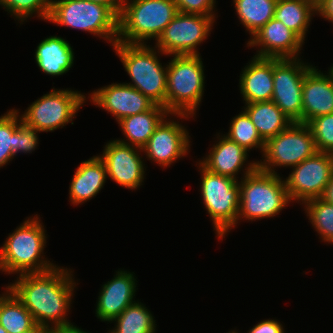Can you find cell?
Returning a JSON list of instances; mask_svg holds the SVG:
<instances>
[{
	"label": "cell",
	"instance_id": "6da1fadb",
	"mask_svg": "<svg viewBox=\"0 0 333 333\" xmlns=\"http://www.w3.org/2000/svg\"><path fill=\"white\" fill-rule=\"evenodd\" d=\"M17 276L6 287L24 304L41 330L72 324L67 319L76 288L72 269L57 265L43 273Z\"/></svg>",
	"mask_w": 333,
	"mask_h": 333
},
{
	"label": "cell",
	"instance_id": "7a4b0ae2",
	"mask_svg": "<svg viewBox=\"0 0 333 333\" xmlns=\"http://www.w3.org/2000/svg\"><path fill=\"white\" fill-rule=\"evenodd\" d=\"M46 239V230L37 214L25 219L8 234L0 248V271L20 275L43 273L55 268L57 265L43 255Z\"/></svg>",
	"mask_w": 333,
	"mask_h": 333
},
{
	"label": "cell",
	"instance_id": "3957f363",
	"mask_svg": "<svg viewBox=\"0 0 333 333\" xmlns=\"http://www.w3.org/2000/svg\"><path fill=\"white\" fill-rule=\"evenodd\" d=\"M167 62L165 108L171 116L188 119L196 116L205 88L202 56L172 55ZM190 116V117H189Z\"/></svg>",
	"mask_w": 333,
	"mask_h": 333
},
{
	"label": "cell",
	"instance_id": "277c9868",
	"mask_svg": "<svg viewBox=\"0 0 333 333\" xmlns=\"http://www.w3.org/2000/svg\"><path fill=\"white\" fill-rule=\"evenodd\" d=\"M174 0H122L117 42L146 44L161 36L177 15Z\"/></svg>",
	"mask_w": 333,
	"mask_h": 333
},
{
	"label": "cell",
	"instance_id": "5b68a950",
	"mask_svg": "<svg viewBox=\"0 0 333 333\" xmlns=\"http://www.w3.org/2000/svg\"><path fill=\"white\" fill-rule=\"evenodd\" d=\"M150 46L117 42L112 47L131 78L132 83L125 84L134 87L155 104L165 107L167 65L162 66L158 59L164 53Z\"/></svg>",
	"mask_w": 333,
	"mask_h": 333
},
{
	"label": "cell",
	"instance_id": "8992f818",
	"mask_svg": "<svg viewBox=\"0 0 333 333\" xmlns=\"http://www.w3.org/2000/svg\"><path fill=\"white\" fill-rule=\"evenodd\" d=\"M280 174L260 169L241 177L238 221H256L278 215L291 200ZM286 206V207H285Z\"/></svg>",
	"mask_w": 333,
	"mask_h": 333
},
{
	"label": "cell",
	"instance_id": "52a82bcc",
	"mask_svg": "<svg viewBox=\"0 0 333 333\" xmlns=\"http://www.w3.org/2000/svg\"><path fill=\"white\" fill-rule=\"evenodd\" d=\"M48 22L96 35L114 46L118 16L106 6L85 0H51Z\"/></svg>",
	"mask_w": 333,
	"mask_h": 333
},
{
	"label": "cell",
	"instance_id": "ba28073f",
	"mask_svg": "<svg viewBox=\"0 0 333 333\" xmlns=\"http://www.w3.org/2000/svg\"><path fill=\"white\" fill-rule=\"evenodd\" d=\"M200 192L205 209L212 220L217 238L223 239L237 225L239 212V181L208 171L199 162Z\"/></svg>",
	"mask_w": 333,
	"mask_h": 333
},
{
	"label": "cell",
	"instance_id": "9c48e42d",
	"mask_svg": "<svg viewBox=\"0 0 333 333\" xmlns=\"http://www.w3.org/2000/svg\"><path fill=\"white\" fill-rule=\"evenodd\" d=\"M318 152L308 124L292 122L284 131L267 139L258 169L277 174L274 168L294 167ZM263 160V161H262Z\"/></svg>",
	"mask_w": 333,
	"mask_h": 333
},
{
	"label": "cell",
	"instance_id": "30bf717a",
	"mask_svg": "<svg viewBox=\"0 0 333 333\" xmlns=\"http://www.w3.org/2000/svg\"><path fill=\"white\" fill-rule=\"evenodd\" d=\"M86 96L81 91L72 89H53L36 101L22 113V122L41 132H53L73 123L76 113L86 102Z\"/></svg>",
	"mask_w": 333,
	"mask_h": 333
},
{
	"label": "cell",
	"instance_id": "8fae6325",
	"mask_svg": "<svg viewBox=\"0 0 333 333\" xmlns=\"http://www.w3.org/2000/svg\"><path fill=\"white\" fill-rule=\"evenodd\" d=\"M215 18L216 16L178 12L154 46L166 56L201 55L197 46L211 34Z\"/></svg>",
	"mask_w": 333,
	"mask_h": 333
},
{
	"label": "cell",
	"instance_id": "7c38bea8",
	"mask_svg": "<svg viewBox=\"0 0 333 333\" xmlns=\"http://www.w3.org/2000/svg\"><path fill=\"white\" fill-rule=\"evenodd\" d=\"M312 67L299 58H273L272 101L292 121L302 123V89Z\"/></svg>",
	"mask_w": 333,
	"mask_h": 333
},
{
	"label": "cell",
	"instance_id": "4fadbf2b",
	"mask_svg": "<svg viewBox=\"0 0 333 333\" xmlns=\"http://www.w3.org/2000/svg\"><path fill=\"white\" fill-rule=\"evenodd\" d=\"M333 173V154L317 152L306 158L284 179L288 196L292 202L320 198ZM302 202V203H301Z\"/></svg>",
	"mask_w": 333,
	"mask_h": 333
},
{
	"label": "cell",
	"instance_id": "5bb4252c",
	"mask_svg": "<svg viewBox=\"0 0 333 333\" xmlns=\"http://www.w3.org/2000/svg\"><path fill=\"white\" fill-rule=\"evenodd\" d=\"M141 152V148L115 139L107 142L103 153L99 154L105 164L107 178L130 190L143 185L146 168Z\"/></svg>",
	"mask_w": 333,
	"mask_h": 333
},
{
	"label": "cell",
	"instance_id": "9a60e30c",
	"mask_svg": "<svg viewBox=\"0 0 333 333\" xmlns=\"http://www.w3.org/2000/svg\"><path fill=\"white\" fill-rule=\"evenodd\" d=\"M165 118L154 133L150 136L147 144L142 148L147 160L154 161L162 168L170 165L190 152V135L185 126L174 119Z\"/></svg>",
	"mask_w": 333,
	"mask_h": 333
},
{
	"label": "cell",
	"instance_id": "2e32d148",
	"mask_svg": "<svg viewBox=\"0 0 333 333\" xmlns=\"http://www.w3.org/2000/svg\"><path fill=\"white\" fill-rule=\"evenodd\" d=\"M90 102L121 119L150 110L155 103L134 87L123 83H111L88 94Z\"/></svg>",
	"mask_w": 333,
	"mask_h": 333
},
{
	"label": "cell",
	"instance_id": "e0dca14e",
	"mask_svg": "<svg viewBox=\"0 0 333 333\" xmlns=\"http://www.w3.org/2000/svg\"><path fill=\"white\" fill-rule=\"evenodd\" d=\"M248 40V47H259L254 56L260 58H299L305 43L296 33L275 18H272Z\"/></svg>",
	"mask_w": 333,
	"mask_h": 333
},
{
	"label": "cell",
	"instance_id": "ac0fdd59",
	"mask_svg": "<svg viewBox=\"0 0 333 333\" xmlns=\"http://www.w3.org/2000/svg\"><path fill=\"white\" fill-rule=\"evenodd\" d=\"M219 134H217V143H214L211 150H209L210 152H208L209 154L199 161L204 168L212 173L228 176L237 181L239 178L237 175L241 170L244 177L258 168L257 160H255L256 162L247 160L249 154L246 149L226 136H220Z\"/></svg>",
	"mask_w": 333,
	"mask_h": 333
},
{
	"label": "cell",
	"instance_id": "d6986e66",
	"mask_svg": "<svg viewBox=\"0 0 333 333\" xmlns=\"http://www.w3.org/2000/svg\"><path fill=\"white\" fill-rule=\"evenodd\" d=\"M134 274L124 269L117 270L114 278L102 285L95 310L98 319L110 322L136 302L134 296L138 281Z\"/></svg>",
	"mask_w": 333,
	"mask_h": 333
},
{
	"label": "cell",
	"instance_id": "ffe728a7",
	"mask_svg": "<svg viewBox=\"0 0 333 333\" xmlns=\"http://www.w3.org/2000/svg\"><path fill=\"white\" fill-rule=\"evenodd\" d=\"M312 66L304 77L302 89V123L333 113V76Z\"/></svg>",
	"mask_w": 333,
	"mask_h": 333
},
{
	"label": "cell",
	"instance_id": "44dd1931",
	"mask_svg": "<svg viewBox=\"0 0 333 333\" xmlns=\"http://www.w3.org/2000/svg\"><path fill=\"white\" fill-rule=\"evenodd\" d=\"M249 63V64H248ZM242 69L239 90L244 104L271 101L273 95V58L252 57Z\"/></svg>",
	"mask_w": 333,
	"mask_h": 333
},
{
	"label": "cell",
	"instance_id": "7402d4cb",
	"mask_svg": "<svg viewBox=\"0 0 333 333\" xmlns=\"http://www.w3.org/2000/svg\"><path fill=\"white\" fill-rule=\"evenodd\" d=\"M107 181V172L99 155L83 161L76 169L69 186L71 204L81 205L101 191Z\"/></svg>",
	"mask_w": 333,
	"mask_h": 333
},
{
	"label": "cell",
	"instance_id": "603a6c76",
	"mask_svg": "<svg viewBox=\"0 0 333 333\" xmlns=\"http://www.w3.org/2000/svg\"><path fill=\"white\" fill-rule=\"evenodd\" d=\"M74 49L60 36L43 39L35 50V61L40 71L46 75L66 74L74 65Z\"/></svg>",
	"mask_w": 333,
	"mask_h": 333
},
{
	"label": "cell",
	"instance_id": "cb8c5ba5",
	"mask_svg": "<svg viewBox=\"0 0 333 333\" xmlns=\"http://www.w3.org/2000/svg\"><path fill=\"white\" fill-rule=\"evenodd\" d=\"M171 115L164 106L155 104L150 110L127 116L118 121L126 139H116L124 144L143 148L159 124Z\"/></svg>",
	"mask_w": 333,
	"mask_h": 333
},
{
	"label": "cell",
	"instance_id": "d4e9b609",
	"mask_svg": "<svg viewBox=\"0 0 333 333\" xmlns=\"http://www.w3.org/2000/svg\"><path fill=\"white\" fill-rule=\"evenodd\" d=\"M243 108L264 141L284 131L292 123L272 100L245 104Z\"/></svg>",
	"mask_w": 333,
	"mask_h": 333
},
{
	"label": "cell",
	"instance_id": "484cf974",
	"mask_svg": "<svg viewBox=\"0 0 333 333\" xmlns=\"http://www.w3.org/2000/svg\"><path fill=\"white\" fill-rule=\"evenodd\" d=\"M5 291L0 294V325L8 333H38L32 314L7 287Z\"/></svg>",
	"mask_w": 333,
	"mask_h": 333
},
{
	"label": "cell",
	"instance_id": "4316f807",
	"mask_svg": "<svg viewBox=\"0 0 333 333\" xmlns=\"http://www.w3.org/2000/svg\"><path fill=\"white\" fill-rule=\"evenodd\" d=\"M316 9L304 0H277L274 18L305 41L311 19Z\"/></svg>",
	"mask_w": 333,
	"mask_h": 333
},
{
	"label": "cell",
	"instance_id": "83f0119b",
	"mask_svg": "<svg viewBox=\"0 0 333 333\" xmlns=\"http://www.w3.org/2000/svg\"><path fill=\"white\" fill-rule=\"evenodd\" d=\"M277 0H233L240 24L250 38L274 18Z\"/></svg>",
	"mask_w": 333,
	"mask_h": 333
},
{
	"label": "cell",
	"instance_id": "f1b7e54d",
	"mask_svg": "<svg viewBox=\"0 0 333 333\" xmlns=\"http://www.w3.org/2000/svg\"><path fill=\"white\" fill-rule=\"evenodd\" d=\"M154 318L148 308L137 300L110 321L115 322V327L107 333H156Z\"/></svg>",
	"mask_w": 333,
	"mask_h": 333
},
{
	"label": "cell",
	"instance_id": "f546056e",
	"mask_svg": "<svg viewBox=\"0 0 333 333\" xmlns=\"http://www.w3.org/2000/svg\"><path fill=\"white\" fill-rule=\"evenodd\" d=\"M303 206L319 238L325 243L333 244V204L321 198H313L305 201Z\"/></svg>",
	"mask_w": 333,
	"mask_h": 333
},
{
	"label": "cell",
	"instance_id": "4dcf8cb0",
	"mask_svg": "<svg viewBox=\"0 0 333 333\" xmlns=\"http://www.w3.org/2000/svg\"><path fill=\"white\" fill-rule=\"evenodd\" d=\"M224 136L238 143L248 152L253 148H258L263 153L265 141L259 135L245 110L232 118L229 131Z\"/></svg>",
	"mask_w": 333,
	"mask_h": 333
},
{
	"label": "cell",
	"instance_id": "1f68e13d",
	"mask_svg": "<svg viewBox=\"0 0 333 333\" xmlns=\"http://www.w3.org/2000/svg\"><path fill=\"white\" fill-rule=\"evenodd\" d=\"M51 0H0V5L16 20L23 24L28 17L36 14V17L41 20H46L49 17ZM38 15V16H37Z\"/></svg>",
	"mask_w": 333,
	"mask_h": 333
},
{
	"label": "cell",
	"instance_id": "d6a6232c",
	"mask_svg": "<svg viewBox=\"0 0 333 333\" xmlns=\"http://www.w3.org/2000/svg\"><path fill=\"white\" fill-rule=\"evenodd\" d=\"M19 127V110L10 109L0 116V168L14 159V131Z\"/></svg>",
	"mask_w": 333,
	"mask_h": 333
},
{
	"label": "cell",
	"instance_id": "836d02e7",
	"mask_svg": "<svg viewBox=\"0 0 333 333\" xmlns=\"http://www.w3.org/2000/svg\"><path fill=\"white\" fill-rule=\"evenodd\" d=\"M308 126L318 152L333 154V113L313 118Z\"/></svg>",
	"mask_w": 333,
	"mask_h": 333
},
{
	"label": "cell",
	"instance_id": "e575fe53",
	"mask_svg": "<svg viewBox=\"0 0 333 333\" xmlns=\"http://www.w3.org/2000/svg\"><path fill=\"white\" fill-rule=\"evenodd\" d=\"M38 129L27 126L22 122L19 112V127L14 131V146L12 147V153L17 156V153H32L39 144Z\"/></svg>",
	"mask_w": 333,
	"mask_h": 333
},
{
	"label": "cell",
	"instance_id": "d590c367",
	"mask_svg": "<svg viewBox=\"0 0 333 333\" xmlns=\"http://www.w3.org/2000/svg\"><path fill=\"white\" fill-rule=\"evenodd\" d=\"M178 12L216 16V0H174Z\"/></svg>",
	"mask_w": 333,
	"mask_h": 333
},
{
	"label": "cell",
	"instance_id": "8d00e7d4",
	"mask_svg": "<svg viewBox=\"0 0 333 333\" xmlns=\"http://www.w3.org/2000/svg\"><path fill=\"white\" fill-rule=\"evenodd\" d=\"M247 333H285L282 323L277 319H266L258 322Z\"/></svg>",
	"mask_w": 333,
	"mask_h": 333
},
{
	"label": "cell",
	"instance_id": "74e56055",
	"mask_svg": "<svg viewBox=\"0 0 333 333\" xmlns=\"http://www.w3.org/2000/svg\"><path fill=\"white\" fill-rule=\"evenodd\" d=\"M316 11L317 16H322V18L333 24V0H324Z\"/></svg>",
	"mask_w": 333,
	"mask_h": 333
},
{
	"label": "cell",
	"instance_id": "f35d334b",
	"mask_svg": "<svg viewBox=\"0 0 333 333\" xmlns=\"http://www.w3.org/2000/svg\"><path fill=\"white\" fill-rule=\"evenodd\" d=\"M45 331L46 333H89V331L86 332L83 329L75 326L74 324L52 327Z\"/></svg>",
	"mask_w": 333,
	"mask_h": 333
},
{
	"label": "cell",
	"instance_id": "ab89813d",
	"mask_svg": "<svg viewBox=\"0 0 333 333\" xmlns=\"http://www.w3.org/2000/svg\"><path fill=\"white\" fill-rule=\"evenodd\" d=\"M109 7L118 17L121 13L122 0H85Z\"/></svg>",
	"mask_w": 333,
	"mask_h": 333
},
{
	"label": "cell",
	"instance_id": "60d3db41",
	"mask_svg": "<svg viewBox=\"0 0 333 333\" xmlns=\"http://www.w3.org/2000/svg\"><path fill=\"white\" fill-rule=\"evenodd\" d=\"M320 198L326 201L327 203L333 204V173Z\"/></svg>",
	"mask_w": 333,
	"mask_h": 333
},
{
	"label": "cell",
	"instance_id": "b9f144b4",
	"mask_svg": "<svg viewBox=\"0 0 333 333\" xmlns=\"http://www.w3.org/2000/svg\"><path fill=\"white\" fill-rule=\"evenodd\" d=\"M304 1L311 4L315 9H317L324 0H304Z\"/></svg>",
	"mask_w": 333,
	"mask_h": 333
},
{
	"label": "cell",
	"instance_id": "7bdbcfd3",
	"mask_svg": "<svg viewBox=\"0 0 333 333\" xmlns=\"http://www.w3.org/2000/svg\"><path fill=\"white\" fill-rule=\"evenodd\" d=\"M0 333H8V332L0 325Z\"/></svg>",
	"mask_w": 333,
	"mask_h": 333
},
{
	"label": "cell",
	"instance_id": "ee69618b",
	"mask_svg": "<svg viewBox=\"0 0 333 333\" xmlns=\"http://www.w3.org/2000/svg\"><path fill=\"white\" fill-rule=\"evenodd\" d=\"M329 72H330L331 75L333 76V64H332V66H330V68H329Z\"/></svg>",
	"mask_w": 333,
	"mask_h": 333
},
{
	"label": "cell",
	"instance_id": "f6af8a7d",
	"mask_svg": "<svg viewBox=\"0 0 333 333\" xmlns=\"http://www.w3.org/2000/svg\"><path fill=\"white\" fill-rule=\"evenodd\" d=\"M227 333H238V332H237V330H231V331H229Z\"/></svg>",
	"mask_w": 333,
	"mask_h": 333
},
{
	"label": "cell",
	"instance_id": "bcb514c9",
	"mask_svg": "<svg viewBox=\"0 0 333 333\" xmlns=\"http://www.w3.org/2000/svg\"><path fill=\"white\" fill-rule=\"evenodd\" d=\"M38 333H46L45 330H40Z\"/></svg>",
	"mask_w": 333,
	"mask_h": 333
}]
</instances>
